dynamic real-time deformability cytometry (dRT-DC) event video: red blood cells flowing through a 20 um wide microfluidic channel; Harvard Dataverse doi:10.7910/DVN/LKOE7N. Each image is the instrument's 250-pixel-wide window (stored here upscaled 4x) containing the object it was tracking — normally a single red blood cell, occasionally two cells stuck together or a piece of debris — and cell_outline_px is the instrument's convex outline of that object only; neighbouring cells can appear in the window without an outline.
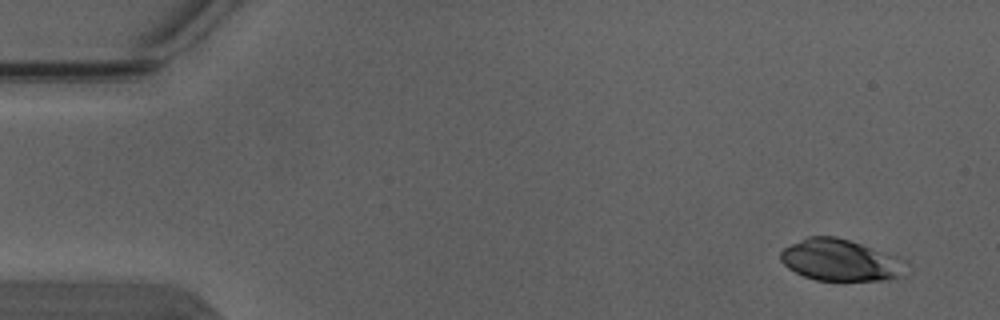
{"species": "Egyptian fruit bat (a non-hibernating species)", "species_latin": "Rousettus aegyptiacus", "temperature_condition": "warm", "stored_images_in_passage": 4, "camera_frame_rate_fps": 3000, "um_per_image_px": 0.085, "animal": {"sex": "male"}, "frame": {"image": 1, "passage_image": 1, "time_ms": 0.0, "image_size_px": [1000, 320], "cell_outline_px": [[908, 260], [896, 276], [884, 280], [816, 280], [804, 276], [788, 268], [780, 260], [780, 252], [784, 248], [808, 236], [836, 236], [900, 256]], "centroid_in_image_um": [71.4, 22.09], "position_along_channel_um": 13.6, "area_um2": 30.11}}
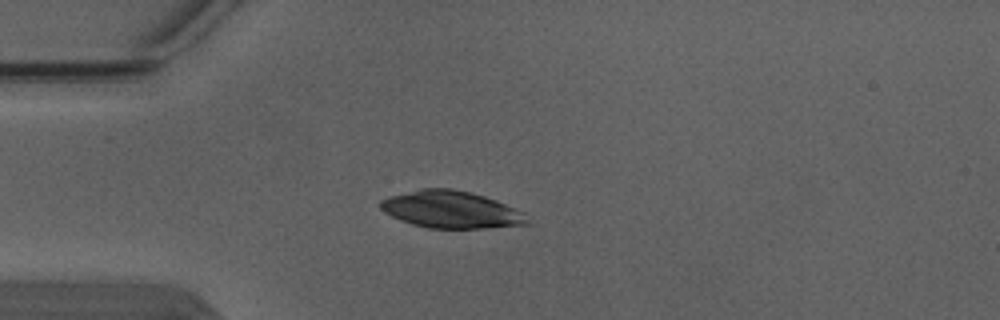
{"frame": {"image": 2, "passage_image": 4, "time_ms": 1.0, "image_size_px": [1000, 320], "cell_outline_px": [[532, 224], [488, 228], [428, 228], [412, 224], [400, 220], [384, 212], [380, 208], [380, 200], [392, 196], [420, 188], [452, 188], [484, 196], [496, 200], [524, 212]], "centroid_in_image_um": [38.38, 17.82], "position_along_channel_um": 46.6, "area_um2": 31.79}}